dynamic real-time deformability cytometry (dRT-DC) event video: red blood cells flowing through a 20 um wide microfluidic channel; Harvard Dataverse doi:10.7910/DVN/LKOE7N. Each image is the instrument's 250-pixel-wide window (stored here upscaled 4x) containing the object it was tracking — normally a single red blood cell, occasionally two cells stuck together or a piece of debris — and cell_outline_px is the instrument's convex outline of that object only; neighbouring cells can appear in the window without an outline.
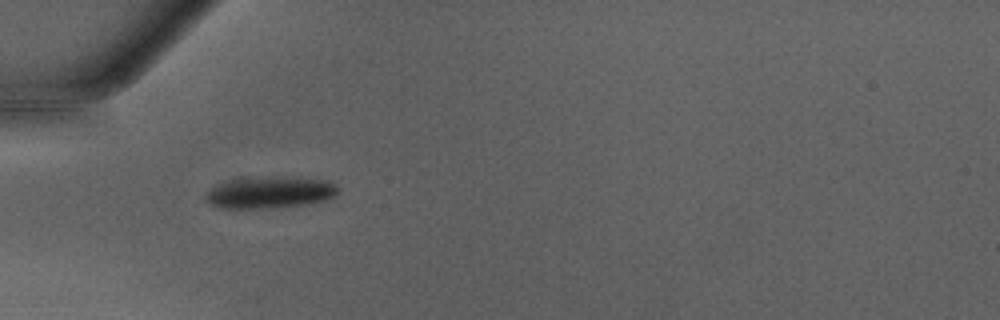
{"species": "Egyptian fruit bat (a non-hibernating species)", "species_latin": "Rousettus aegyptiacus", "temperature_condition": "warm", "stored_images_in_passage": 33, "camera_frame_rate_fps": 3000, "um_per_image_px": 0.085, "animal": {"sex": "male"}, "frame": {"image": 1, "passage_image": 1, "time_ms": 0.0, "image_size_px": [1000, 320], "cell_outline_px": [[340, 192], [336, 196], [324, 200], [304, 204], [272, 208], [224, 208], [212, 204], [204, 196], [216, 184], [244, 176], [252, 176], [324, 180], [340, 188]], "centroid_in_image_um": [22.92, 16.35], "position_along_channel_um": 62.1, "area_um2": 24.22}}
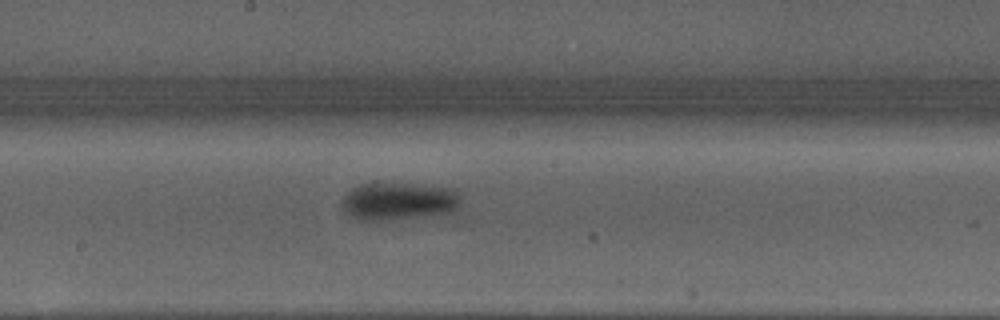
{"frame": {"image": 2, "passage_image": 12, "time_ms": 3.667, "image_size_px": [1000, 320], "cell_outline_px": [[460, 204], [452, 212], [416, 216], [376, 220], [356, 220], [344, 212], [344, 196], [348, 192], [360, 184], [412, 184], [456, 188], [460, 200]], "centroid_in_image_um": [33.9, 17.09], "position_along_channel_um": 214.3, "area_um2": 25.43}}
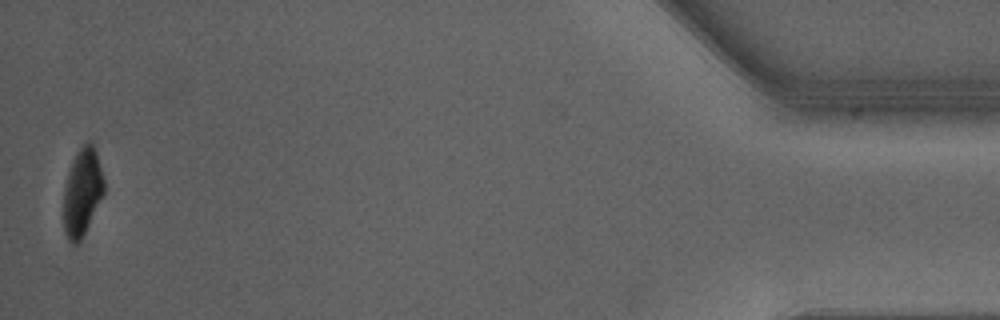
{"frame": {"image": 3, "passage_image": 33, "time_ms": 10.667, "image_size_px": [1000, 320], "cell_outline_px": [[104, 192], [80, 240], [76, 244], [72, 244], [68, 240], [64, 232], [64, 188], [72, 164], [80, 148], [88, 140], [92, 144], [96, 152], [104, 180]], "centroid_in_image_um": [6.99, 16.35], "position_along_channel_um": 428.2, "area_um2": 19.83}, "authors_computed_cell_mechanics": {"area_um2": 25.6054, "velocity_mm_per_s": 4.2915, "shape_relaxation_time_tau1_ms": 3.5716, "shape_relaxation_time_tau2_ms": null, "deformation_change_tau1": 0.1645, "deformation_change_tau2": null}}